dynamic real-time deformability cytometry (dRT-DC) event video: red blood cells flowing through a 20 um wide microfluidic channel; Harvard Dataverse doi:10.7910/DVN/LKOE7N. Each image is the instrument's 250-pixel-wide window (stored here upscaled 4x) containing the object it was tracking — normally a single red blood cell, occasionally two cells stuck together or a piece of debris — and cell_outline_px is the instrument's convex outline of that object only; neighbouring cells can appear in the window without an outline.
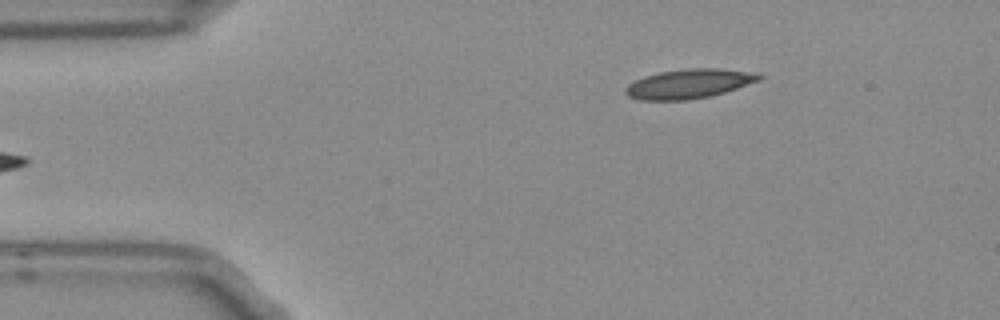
{"species": "Egyptian fruit bat (a non-hibernating species)", "species_latin": "Rousettus aegyptiacus", "temperature_condition": "room temperature", "stored_images_in_passage": 5, "camera_frame_rate_fps": 3000, "um_per_image_px": 0.085, "frame": {"image": 1, "passage_image": 5, "time_ms": 1.333, "image_size_px": [1000, 320], "cell_outline_px": [[764, 76], [760, 80], [724, 92], [708, 96], [688, 100], [640, 100], [628, 96], [624, 92], [624, 88], [628, 84], [644, 76], [660, 72], [688, 68], [720, 68], [760, 72]], "centroid_in_image_um": [58.59, 7.1], "position_along_channel_um": 26.4, "area_um2": 23.0}}